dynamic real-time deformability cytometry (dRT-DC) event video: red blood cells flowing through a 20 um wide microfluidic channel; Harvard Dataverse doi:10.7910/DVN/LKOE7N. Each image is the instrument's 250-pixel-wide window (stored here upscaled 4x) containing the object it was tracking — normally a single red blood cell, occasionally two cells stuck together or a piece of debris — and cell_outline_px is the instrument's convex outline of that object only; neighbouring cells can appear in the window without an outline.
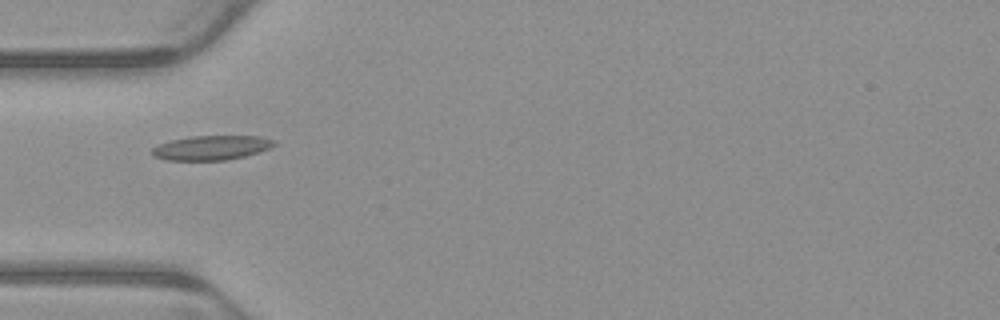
{"species": "common noctule bat (a hibernating species)", "species_latin": "Nyctalus noctula", "temperature_condition": "warm", "stored_images_in_passage": 2, "camera_frame_rate_fps": 3000, "um_per_image_px": 0.085, "animal": {"sex": "male", "body_mass_g": 23.1, "forearm_length_mm": 52.7}, "frame": {"image": 1, "passage_image": 1, "time_ms": 0.0, "image_size_px": [1000, 320], "cell_outline_px": [[276, 144], [260, 152], [228, 160], [168, 160], [152, 156], [152, 148], [168, 140], [192, 136], [260, 136], [276, 140]], "centroid_in_image_um": [17.97, 12.55], "position_along_channel_um": 67.0, "area_um2": 17.46}}
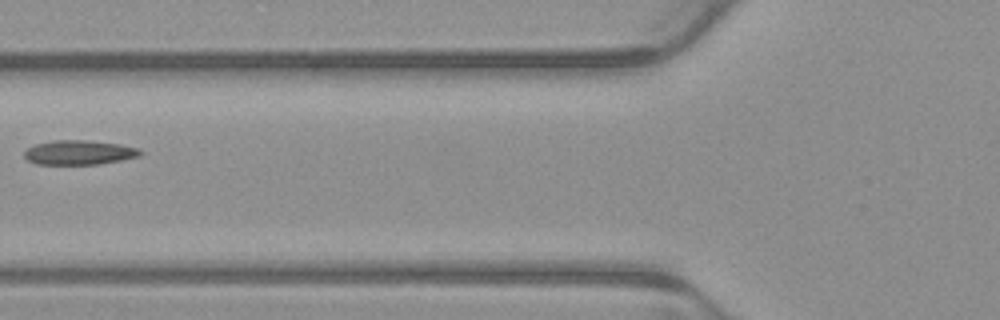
{"frame": {"image": 2, "passage_image": 2, "time_ms": 0.333, "image_size_px": [1000, 320], "cell_outline_px": [[144, 152], [140, 156], [100, 164], [36, 164], [28, 160], [24, 156], [24, 152], [28, 148], [36, 144], [52, 140], [84, 140], [120, 144], [140, 148]], "centroid_in_image_um": [6.75, 12.96], "position_along_channel_um": 119.0, "area_um2": 16.53}}